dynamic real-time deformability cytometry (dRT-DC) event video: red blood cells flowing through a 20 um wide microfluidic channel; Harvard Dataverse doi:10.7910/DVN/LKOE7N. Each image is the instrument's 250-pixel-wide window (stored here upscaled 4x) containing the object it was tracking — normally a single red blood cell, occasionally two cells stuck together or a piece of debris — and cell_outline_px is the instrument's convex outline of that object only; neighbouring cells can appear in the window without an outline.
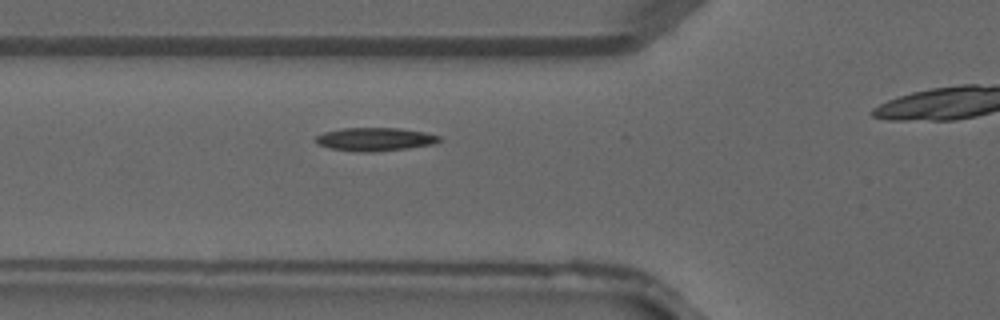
{"species": "common noctule bat (a hibernating species)", "species_latin": "Nyctalus noctula", "temperature_condition": "warm", "stored_images_in_passage": 7, "camera_frame_rate_fps": 3000, "um_per_image_px": 0.085, "animal": {"sex": "male", "forearm_length_mm": 52.5}, "frame": {"image": 1, "passage_image": 3, "time_ms": 0.667, "image_size_px": [1000, 320], "cell_outline_px": [[440, 140], [432, 144], [408, 148], [372, 152], [356, 152], [328, 148], [316, 144], [312, 140], [316, 136], [324, 132], [340, 128], [400, 128], [424, 132], [440, 136]], "centroid_in_image_um": [31.78, 11.84], "position_along_channel_um": 94.0, "area_um2": 16.94}}
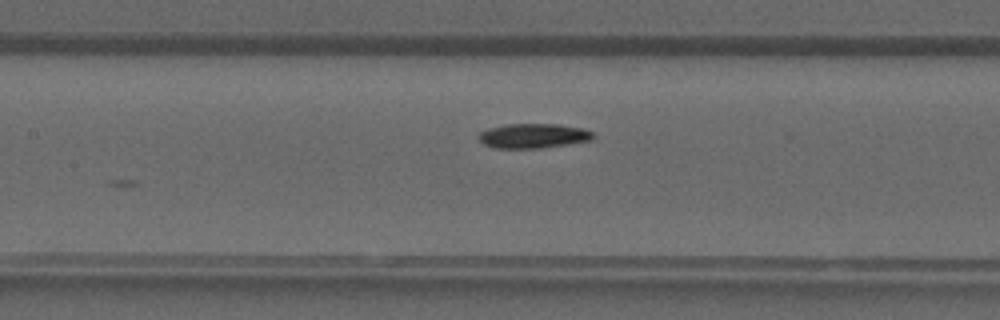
{"frame": {"image": 2, "passage_image": 7, "time_ms": 2.0, "image_size_px": [1000, 320], "cell_outline_px": [[596, 136], [592, 140], [568, 144], [540, 148], [496, 148], [484, 144], [480, 140], [480, 132], [488, 128], [504, 124], [556, 124], [584, 128], [592, 132]], "centroid_in_image_um": [45.36, 11.54], "position_along_channel_um": 162.0, "area_um2": 16.42}}